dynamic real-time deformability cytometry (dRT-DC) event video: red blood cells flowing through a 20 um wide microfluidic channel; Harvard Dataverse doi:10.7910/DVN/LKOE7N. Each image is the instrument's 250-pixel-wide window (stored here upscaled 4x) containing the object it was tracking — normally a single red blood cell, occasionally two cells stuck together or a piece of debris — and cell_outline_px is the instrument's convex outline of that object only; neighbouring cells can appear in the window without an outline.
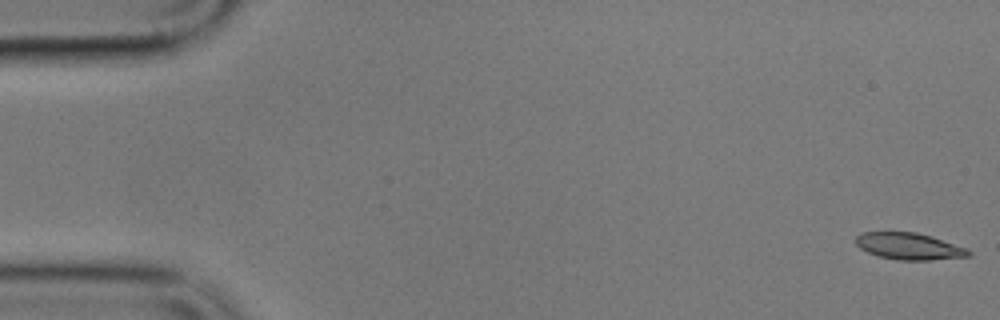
{"species": "common noctule bat (a hibernating species)", "species_latin": "Nyctalus noctula", "temperature_condition": "cold", "stored_images_in_passage": 8, "camera_frame_rate_fps": 3000, "um_per_image_px": 0.085, "animal": {"sex": "male", "body_mass_g": 17.9}, "frame": {"image": 1, "passage_image": 1, "time_ms": 0.0, "image_size_px": [1000, 320], "cell_outline_px": [[972, 256], [928, 260], [896, 260], [880, 256], [868, 252], [860, 248], [856, 244], [856, 236], [860, 232], [916, 232], [932, 236], [968, 248], [972, 252]], "centroid_in_image_um": [77.31, 20.93], "position_along_channel_um": 7.7, "area_um2": 17.69}}
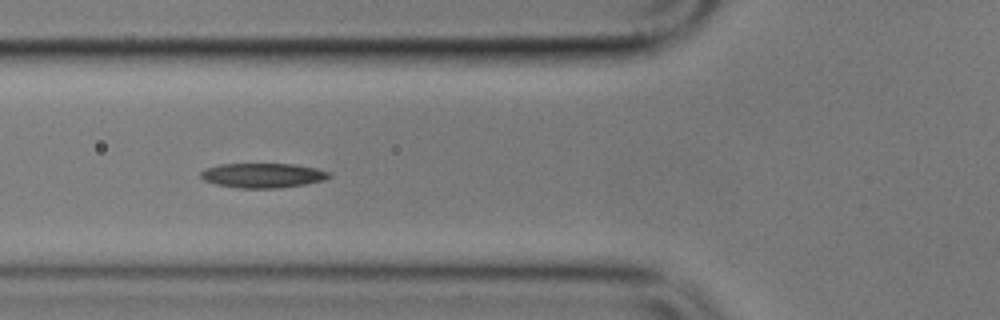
{"frame": {"image": 2, "passage_image": 7, "time_ms": 6.667, "image_size_px": [1000, 320], "cell_outline_px": [[332, 176], [324, 180], [304, 184], [280, 188], [240, 188], [216, 184], [204, 180], [200, 176], [200, 172], [208, 168], [220, 164], [296, 164], [316, 168], [332, 172]], "centroid_in_image_um": [22.39, 14.91], "position_along_channel_um": 103.4, "area_um2": 18.44}}
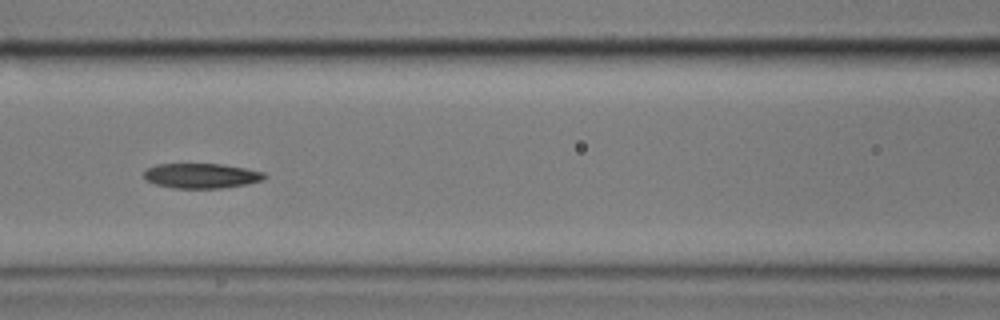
{"frame": {"image": 3, "passage_image": 8, "time_ms": 8.0, "image_size_px": [1000, 320], "cell_outline_px": [[268, 176], [264, 180], [248, 184], [220, 188], [172, 188], [156, 184], [144, 180], [144, 172], [148, 168], [156, 164], [224, 164], [264, 172]], "centroid_in_image_um": [17.13, 14.94], "position_along_channel_um": 149.5, "area_um2": 17.63}}